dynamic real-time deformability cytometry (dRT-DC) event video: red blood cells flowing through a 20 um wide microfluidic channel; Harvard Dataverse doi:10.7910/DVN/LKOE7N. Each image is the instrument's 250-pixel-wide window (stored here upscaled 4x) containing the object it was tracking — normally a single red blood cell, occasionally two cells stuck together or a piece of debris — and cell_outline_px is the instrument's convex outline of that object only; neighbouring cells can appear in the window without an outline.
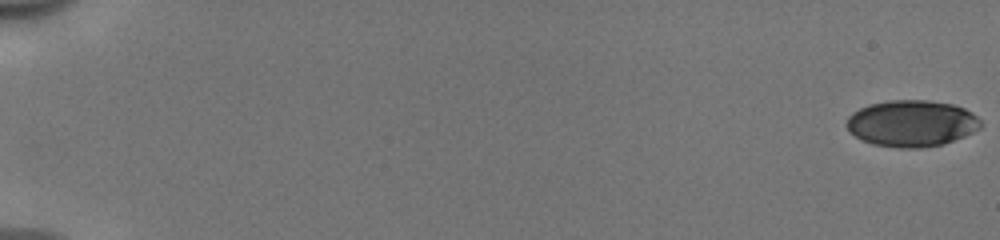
{"species": "human", "species_latin": "Homo sapiens", "temperature_condition": "cold", "stored_images_in_passage": 46, "camera_frame_rate_fps": 3000, "um_per_image_px": 0.085, "donor": {"sex": "male"}, "frame": {"image": 1, "passage_image": 1, "time_ms": 0.0, "image_size_px": [1000, 240], "cell_outline_px": [[980, 128], [964, 136], [944, 144], [920, 148], [896, 148], [872, 144], [860, 140], [844, 124], [848, 116], [852, 112], [868, 104], [888, 100], [928, 100], [952, 104], [964, 108], [972, 112], [980, 120]], "centroid_in_image_um": [77.46, 10.49], "position_along_channel_um": 7.5, "area_um2": 36.53}}
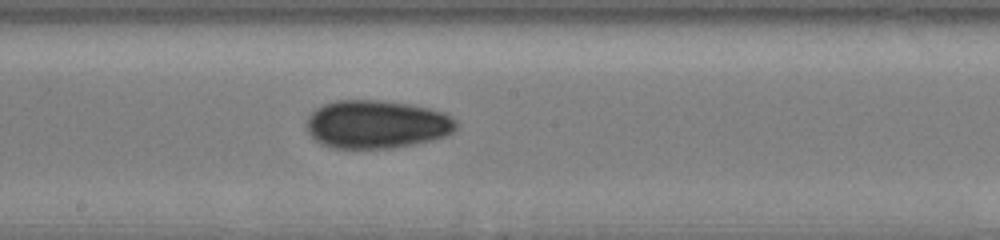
{"frame": {"image": 2, "passage_image": 27, "time_ms": 8.667, "image_size_px": [1000, 240], "cell_outline_px": [[460, 124], [448, 136], [432, 140], [392, 148], [332, 148], [320, 144], [308, 132], [308, 116], [316, 108], [324, 104], [336, 100], [380, 100], [412, 104], [444, 112], [452, 116]], "centroid_in_image_um": [32.06, 10.56], "position_along_channel_um": 216.1, "area_um2": 42.31}}
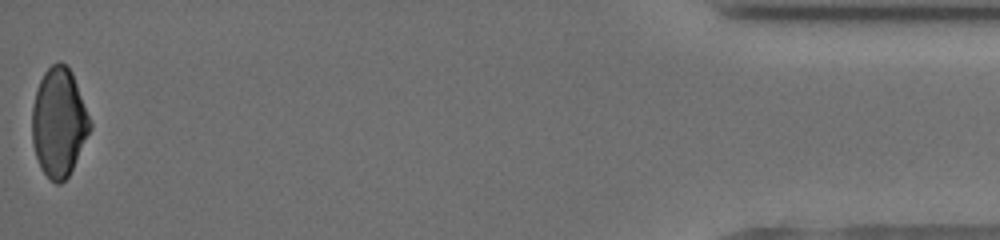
{"frame": {"image": 3, "passage_image": 46, "time_ms": 15.0, "image_size_px": [1000, 240], "cell_outline_px": [[92, 128], [68, 176], [60, 184], [56, 184], [40, 168], [32, 144], [32, 108], [36, 92], [40, 80], [44, 72], [56, 60], [60, 60], [72, 72], [92, 124]], "centroid_in_image_um": [5.0, 10.39], "position_along_channel_um": 430.2, "area_um2": 36.53}, "authors_computed_cell_mechanics": {"area_um2": 38.437, "velocity_mm_per_s": 4.0334, "shape_relaxation_time_tau1_ms": 5.2856, "shape_relaxation_time_tau2_ms": 2.2159, "deformation_change_tau1": 0.1431, "deformation_change_tau2": 0.0662}}